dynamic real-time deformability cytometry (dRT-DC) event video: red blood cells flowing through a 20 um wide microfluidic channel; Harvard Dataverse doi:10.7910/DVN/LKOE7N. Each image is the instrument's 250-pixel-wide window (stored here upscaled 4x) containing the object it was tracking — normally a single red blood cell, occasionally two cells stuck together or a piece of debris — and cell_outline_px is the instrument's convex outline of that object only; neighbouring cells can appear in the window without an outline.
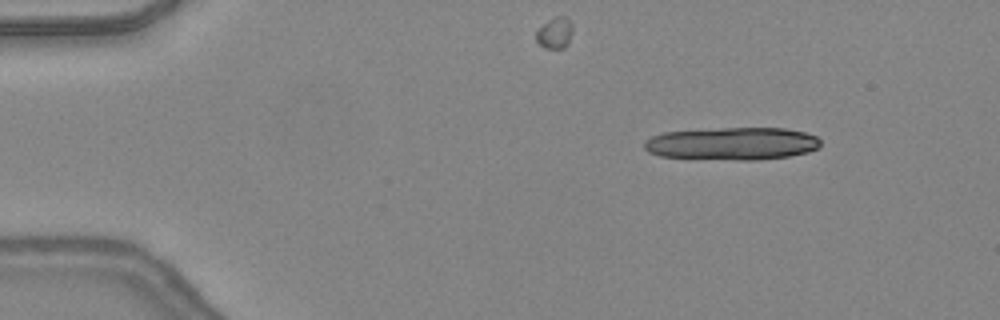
{"species": "common noctule bat (a hibernating species)", "species_latin": "Nyctalus noctula", "temperature_condition": "warm", "stored_images_in_passage": 35, "camera_frame_rate_fps": 3000, "um_per_image_px": 0.085, "animal": {"sex": "female", "body_mass_g": 24.6, "forearm_length_mm": 56.2}, "frame": {"image": 1, "passage_image": 6, "time_ms": 1.667, "image_size_px": [1000, 320], "cell_outline_px": [[820, 148], [808, 152], [788, 156], [756, 160], [736, 160], [660, 156], [648, 152], [644, 148], [644, 140], [652, 136], [664, 132], [720, 128], [784, 128], [804, 132], [816, 136], [820, 140]], "centroid_in_image_um": [62.24, 12.2], "position_along_channel_um": 22.8, "area_um2": 33.58}}